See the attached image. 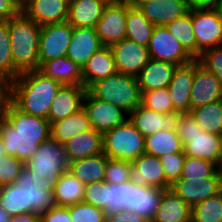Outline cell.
Listing matches in <instances>:
<instances>
[{
  "mask_svg": "<svg viewBox=\"0 0 222 222\" xmlns=\"http://www.w3.org/2000/svg\"><path fill=\"white\" fill-rule=\"evenodd\" d=\"M22 7L28 0H15Z\"/></svg>",
  "mask_w": 222,
  "mask_h": 222,
  "instance_id": "6125c7cd",
  "label": "cell"
},
{
  "mask_svg": "<svg viewBox=\"0 0 222 222\" xmlns=\"http://www.w3.org/2000/svg\"><path fill=\"white\" fill-rule=\"evenodd\" d=\"M148 51L151 59L167 61L177 66L194 60L166 26H155Z\"/></svg>",
  "mask_w": 222,
  "mask_h": 222,
  "instance_id": "8fae6325",
  "label": "cell"
},
{
  "mask_svg": "<svg viewBox=\"0 0 222 222\" xmlns=\"http://www.w3.org/2000/svg\"><path fill=\"white\" fill-rule=\"evenodd\" d=\"M91 126L102 135L120 125L128 114L111 103L95 98L88 90L83 101Z\"/></svg>",
  "mask_w": 222,
  "mask_h": 222,
  "instance_id": "4fadbf2b",
  "label": "cell"
},
{
  "mask_svg": "<svg viewBox=\"0 0 222 222\" xmlns=\"http://www.w3.org/2000/svg\"><path fill=\"white\" fill-rule=\"evenodd\" d=\"M141 104L163 115L174 112L167 87L142 92Z\"/></svg>",
  "mask_w": 222,
  "mask_h": 222,
  "instance_id": "b9f144b4",
  "label": "cell"
},
{
  "mask_svg": "<svg viewBox=\"0 0 222 222\" xmlns=\"http://www.w3.org/2000/svg\"><path fill=\"white\" fill-rule=\"evenodd\" d=\"M62 84L37 70L22 72L9 82V100L21 111L48 119V112Z\"/></svg>",
  "mask_w": 222,
  "mask_h": 222,
  "instance_id": "7a4b0ae2",
  "label": "cell"
},
{
  "mask_svg": "<svg viewBox=\"0 0 222 222\" xmlns=\"http://www.w3.org/2000/svg\"><path fill=\"white\" fill-rule=\"evenodd\" d=\"M9 100V82L2 76H0V115L7 101Z\"/></svg>",
  "mask_w": 222,
  "mask_h": 222,
  "instance_id": "11a10c76",
  "label": "cell"
},
{
  "mask_svg": "<svg viewBox=\"0 0 222 222\" xmlns=\"http://www.w3.org/2000/svg\"><path fill=\"white\" fill-rule=\"evenodd\" d=\"M95 98L116 105L128 115L141 104L142 93L137 78L116 72L93 83L87 89Z\"/></svg>",
  "mask_w": 222,
  "mask_h": 222,
  "instance_id": "5b68a950",
  "label": "cell"
},
{
  "mask_svg": "<svg viewBox=\"0 0 222 222\" xmlns=\"http://www.w3.org/2000/svg\"><path fill=\"white\" fill-rule=\"evenodd\" d=\"M192 25L196 39V59L206 49L222 45V25L214 9H193Z\"/></svg>",
  "mask_w": 222,
  "mask_h": 222,
  "instance_id": "7c38bea8",
  "label": "cell"
},
{
  "mask_svg": "<svg viewBox=\"0 0 222 222\" xmlns=\"http://www.w3.org/2000/svg\"><path fill=\"white\" fill-rule=\"evenodd\" d=\"M216 14H217V17H218V20L220 21L221 25H222V1L220 2V4L214 8Z\"/></svg>",
  "mask_w": 222,
  "mask_h": 222,
  "instance_id": "91938a15",
  "label": "cell"
},
{
  "mask_svg": "<svg viewBox=\"0 0 222 222\" xmlns=\"http://www.w3.org/2000/svg\"><path fill=\"white\" fill-rule=\"evenodd\" d=\"M108 157L104 153L69 162L68 171L85 185L103 182Z\"/></svg>",
  "mask_w": 222,
  "mask_h": 222,
  "instance_id": "4dcf8cb0",
  "label": "cell"
},
{
  "mask_svg": "<svg viewBox=\"0 0 222 222\" xmlns=\"http://www.w3.org/2000/svg\"><path fill=\"white\" fill-rule=\"evenodd\" d=\"M103 153L111 159L133 162L145 154V137L127 118L103 135Z\"/></svg>",
  "mask_w": 222,
  "mask_h": 222,
  "instance_id": "8992f818",
  "label": "cell"
},
{
  "mask_svg": "<svg viewBox=\"0 0 222 222\" xmlns=\"http://www.w3.org/2000/svg\"><path fill=\"white\" fill-rule=\"evenodd\" d=\"M68 163L103 153V135L93 128L64 143Z\"/></svg>",
  "mask_w": 222,
  "mask_h": 222,
  "instance_id": "d4e9b609",
  "label": "cell"
},
{
  "mask_svg": "<svg viewBox=\"0 0 222 222\" xmlns=\"http://www.w3.org/2000/svg\"><path fill=\"white\" fill-rule=\"evenodd\" d=\"M38 70L62 85L83 86L82 67L66 56L46 61Z\"/></svg>",
  "mask_w": 222,
  "mask_h": 222,
  "instance_id": "f546056e",
  "label": "cell"
},
{
  "mask_svg": "<svg viewBox=\"0 0 222 222\" xmlns=\"http://www.w3.org/2000/svg\"><path fill=\"white\" fill-rule=\"evenodd\" d=\"M107 4L105 0H70L67 21L72 27L95 28Z\"/></svg>",
  "mask_w": 222,
  "mask_h": 222,
  "instance_id": "4316f807",
  "label": "cell"
},
{
  "mask_svg": "<svg viewBox=\"0 0 222 222\" xmlns=\"http://www.w3.org/2000/svg\"><path fill=\"white\" fill-rule=\"evenodd\" d=\"M137 9L155 26H166L190 11L184 0H153Z\"/></svg>",
  "mask_w": 222,
  "mask_h": 222,
  "instance_id": "cb8c5ba5",
  "label": "cell"
},
{
  "mask_svg": "<svg viewBox=\"0 0 222 222\" xmlns=\"http://www.w3.org/2000/svg\"><path fill=\"white\" fill-rule=\"evenodd\" d=\"M191 222H222V191L193 205Z\"/></svg>",
  "mask_w": 222,
  "mask_h": 222,
  "instance_id": "ab89813d",
  "label": "cell"
},
{
  "mask_svg": "<svg viewBox=\"0 0 222 222\" xmlns=\"http://www.w3.org/2000/svg\"><path fill=\"white\" fill-rule=\"evenodd\" d=\"M166 28L181 43L184 49L196 59V39L192 25V10L167 24Z\"/></svg>",
  "mask_w": 222,
  "mask_h": 222,
  "instance_id": "8d00e7d4",
  "label": "cell"
},
{
  "mask_svg": "<svg viewBox=\"0 0 222 222\" xmlns=\"http://www.w3.org/2000/svg\"><path fill=\"white\" fill-rule=\"evenodd\" d=\"M85 184L79 181L68 170L56 181L54 196L58 206L69 207L83 202Z\"/></svg>",
  "mask_w": 222,
  "mask_h": 222,
  "instance_id": "d6a6232c",
  "label": "cell"
},
{
  "mask_svg": "<svg viewBox=\"0 0 222 222\" xmlns=\"http://www.w3.org/2000/svg\"><path fill=\"white\" fill-rule=\"evenodd\" d=\"M73 222H106V212L96 206L80 202L69 206Z\"/></svg>",
  "mask_w": 222,
  "mask_h": 222,
  "instance_id": "7bdbcfd3",
  "label": "cell"
},
{
  "mask_svg": "<svg viewBox=\"0 0 222 222\" xmlns=\"http://www.w3.org/2000/svg\"><path fill=\"white\" fill-rule=\"evenodd\" d=\"M24 163L15 156L7 155L0 159V187L16 183Z\"/></svg>",
  "mask_w": 222,
  "mask_h": 222,
  "instance_id": "bcb514c9",
  "label": "cell"
},
{
  "mask_svg": "<svg viewBox=\"0 0 222 222\" xmlns=\"http://www.w3.org/2000/svg\"><path fill=\"white\" fill-rule=\"evenodd\" d=\"M10 222H40V215L35 212H25L11 216Z\"/></svg>",
  "mask_w": 222,
  "mask_h": 222,
  "instance_id": "9f6ffc18",
  "label": "cell"
},
{
  "mask_svg": "<svg viewBox=\"0 0 222 222\" xmlns=\"http://www.w3.org/2000/svg\"><path fill=\"white\" fill-rule=\"evenodd\" d=\"M199 61L194 59L190 63L176 66L172 80L167 89L171 96L174 112L180 114L190 112V92L193 85L194 73Z\"/></svg>",
  "mask_w": 222,
  "mask_h": 222,
  "instance_id": "2e32d148",
  "label": "cell"
},
{
  "mask_svg": "<svg viewBox=\"0 0 222 222\" xmlns=\"http://www.w3.org/2000/svg\"><path fill=\"white\" fill-rule=\"evenodd\" d=\"M0 136L7 154L25 164L51 137V124L48 119L24 113L8 100L0 115Z\"/></svg>",
  "mask_w": 222,
  "mask_h": 222,
  "instance_id": "6da1fadb",
  "label": "cell"
},
{
  "mask_svg": "<svg viewBox=\"0 0 222 222\" xmlns=\"http://www.w3.org/2000/svg\"><path fill=\"white\" fill-rule=\"evenodd\" d=\"M189 113L203 131L222 136V99L193 108Z\"/></svg>",
  "mask_w": 222,
  "mask_h": 222,
  "instance_id": "d590c367",
  "label": "cell"
},
{
  "mask_svg": "<svg viewBox=\"0 0 222 222\" xmlns=\"http://www.w3.org/2000/svg\"><path fill=\"white\" fill-rule=\"evenodd\" d=\"M183 152V146L177 130H160L145 138V153L155 157Z\"/></svg>",
  "mask_w": 222,
  "mask_h": 222,
  "instance_id": "e575fe53",
  "label": "cell"
},
{
  "mask_svg": "<svg viewBox=\"0 0 222 222\" xmlns=\"http://www.w3.org/2000/svg\"><path fill=\"white\" fill-rule=\"evenodd\" d=\"M115 68L119 73L137 76L151 59L148 47L129 39H122L112 45Z\"/></svg>",
  "mask_w": 222,
  "mask_h": 222,
  "instance_id": "5bb4252c",
  "label": "cell"
},
{
  "mask_svg": "<svg viewBox=\"0 0 222 222\" xmlns=\"http://www.w3.org/2000/svg\"><path fill=\"white\" fill-rule=\"evenodd\" d=\"M20 73L13 64L9 20H0V76L11 82Z\"/></svg>",
  "mask_w": 222,
  "mask_h": 222,
  "instance_id": "74e56055",
  "label": "cell"
},
{
  "mask_svg": "<svg viewBox=\"0 0 222 222\" xmlns=\"http://www.w3.org/2000/svg\"><path fill=\"white\" fill-rule=\"evenodd\" d=\"M107 189H109V183L105 181L85 185L83 202L101 208L106 212Z\"/></svg>",
  "mask_w": 222,
  "mask_h": 222,
  "instance_id": "681fc988",
  "label": "cell"
},
{
  "mask_svg": "<svg viewBox=\"0 0 222 222\" xmlns=\"http://www.w3.org/2000/svg\"><path fill=\"white\" fill-rule=\"evenodd\" d=\"M170 190L192 207L222 191V176L191 180L178 179L170 185Z\"/></svg>",
  "mask_w": 222,
  "mask_h": 222,
  "instance_id": "9a60e30c",
  "label": "cell"
},
{
  "mask_svg": "<svg viewBox=\"0 0 222 222\" xmlns=\"http://www.w3.org/2000/svg\"><path fill=\"white\" fill-rule=\"evenodd\" d=\"M116 72L111 48L103 46L83 66V86L88 89L93 83L107 78Z\"/></svg>",
  "mask_w": 222,
  "mask_h": 222,
  "instance_id": "f1b7e54d",
  "label": "cell"
},
{
  "mask_svg": "<svg viewBox=\"0 0 222 222\" xmlns=\"http://www.w3.org/2000/svg\"><path fill=\"white\" fill-rule=\"evenodd\" d=\"M21 13V7L15 0H0V20H10Z\"/></svg>",
  "mask_w": 222,
  "mask_h": 222,
  "instance_id": "f5cc1de1",
  "label": "cell"
},
{
  "mask_svg": "<svg viewBox=\"0 0 222 222\" xmlns=\"http://www.w3.org/2000/svg\"><path fill=\"white\" fill-rule=\"evenodd\" d=\"M176 66L167 61L150 59L136 76L141 93L168 87Z\"/></svg>",
  "mask_w": 222,
  "mask_h": 222,
  "instance_id": "484cf974",
  "label": "cell"
},
{
  "mask_svg": "<svg viewBox=\"0 0 222 222\" xmlns=\"http://www.w3.org/2000/svg\"><path fill=\"white\" fill-rule=\"evenodd\" d=\"M131 163V183L162 190L170 189L171 184L165 178L163 166L158 157L145 153Z\"/></svg>",
  "mask_w": 222,
  "mask_h": 222,
  "instance_id": "e0dca14e",
  "label": "cell"
},
{
  "mask_svg": "<svg viewBox=\"0 0 222 222\" xmlns=\"http://www.w3.org/2000/svg\"><path fill=\"white\" fill-rule=\"evenodd\" d=\"M40 31L22 12L9 20L13 64L21 73L38 69Z\"/></svg>",
  "mask_w": 222,
  "mask_h": 222,
  "instance_id": "277c9868",
  "label": "cell"
},
{
  "mask_svg": "<svg viewBox=\"0 0 222 222\" xmlns=\"http://www.w3.org/2000/svg\"><path fill=\"white\" fill-rule=\"evenodd\" d=\"M72 32L73 27L68 21L41 26L38 69L46 61L66 56Z\"/></svg>",
  "mask_w": 222,
  "mask_h": 222,
  "instance_id": "9c48e42d",
  "label": "cell"
},
{
  "mask_svg": "<svg viewBox=\"0 0 222 222\" xmlns=\"http://www.w3.org/2000/svg\"><path fill=\"white\" fill-rule=\"evenodd\" d=\"M40 222H73L69 207L57 206L51 211L40 215Z\"/></svg>",
  "mask_w": 222,
  "mask_h": 222,
  "instance_id": "f907efd6",
  "label": "cell"
},
{
  "mask_svg": "<svg viewBox=\"0 0 222 222\" xmlns=\"http://www.w3.org/2000/svg\"><path fill=\"white\" fill-rule=\"evenodd\" d=\"M132 163L126 160L108 158L104 181L109 184L119 185L122 182L130 181Z\"/></svg>",
  "mask_w": 222,
  "mask_h": 222,
  "instance_id": "ee69618b",
  "label": "cell"
},
{
  "mask_svg": "<svg viewBox=\"0 0 222 222\" xmlns=\"http://www.w3.org/2000/svg\"><path fill=\"white\" fill-rule=\"evenodd\" d=\"M70 0H28L21 12L36 24L62 23L68 20Z\"/></svg>",
  "mask_w": 222,
  "mask_h": 222,
  "instance_id": "ac0fdd59",
  "label": "cell"
},
{
  "mask_svg": "<svg viewBox=\"0 0 222 222\" xmlns=\"http://www.w3.org/2000/svg\"><path fill=\"white\" fill-rule=\"evenodd\" d=\"M106 222H150L147 218L140 216L134 211L122 210L107 215Z\"/></svg>",
  "mask_w": 222,
  "mask_h": 222,
  "instance_id": "816d5d0a",
  "label": "cell"
},
{
  "mask_svg": "<svg viewBox=\"0 0 222 222\" xmlns=\"http://www.w3.org/2000/svg\"><path fill=\"white\" fill-rule=\"evenodd\" d=\"M128 4L123 0L108 3L95 30L102 46L111 47L126 38Z\"/></svg>",
  "mask_w": 222,
  "mask_h": 222,
  "instance_id": "30bf717a",
  "label": "cell"
},
{
  "mask_svg": "<svg viewBox=\"0 0 222 222\" xmlns=\"http://www.w3.org/2000/svg\"><path fill=\"white\" fill-rule=\"evenodd\" d=\"M180 116L178 112L161 114L140 104L128 115V119L135 128L146 138L160 130H176L177 120Z\"/></svg>",
  "mask_w": 222,
  "mask_h": 222,
  "instance_id": "d6986e66",
  "label": "cell"
},
{
  "mask_svg": "<svg viewBox=\"0 0 222 222\" xmlns=\"http://www.w3.org/2000/svg\"><path fill=\"white\" fill-rule=\"evenodd\" d=\"M192 207L172 190L165 189L151 222H191Z\"/></svg>",
  "mask_w": 222,
  "mask_h": 222,
  "instance_id": "83f0119b",
  "label": "cell"
},
{
  "mask_svg": "<svg viewBox=\"0 0 222 222\" xmlns=\"http://www.w3.org/2000/svg\"><path fill=\"white\" fill-rule=\"evenodd\" d=\"M222 0H184L189 10L193 9H214Z\"/></svg>",
  "mask_w": 222,
  "mask_h": 222,
  "instance_id": "db71d44e",
  "label": "cell"
},
{
  "mask_svg": "<svg viewBox=\"0 0 222 222\" xmlns=\"http://www.w3.org/2000/svg\"><path fill=\"white\" fill-rule=\"evenodd\" d=\"M92 129L84 108L70 116L51 123V138L64 144L72 137Z\"/></svg>",
  "mask_w": 222,
  "mask_h": 222,
  "instance_id": "1f68e13d",
  "label": "cell"
},
{
  "mask_svg": "<svg viewBox=\"0 0 222 222\" xmlns=\"http://www.w3.org/2000/svg\"><path fill=\"white\" fill-rule=\"evenodd\" d=\"M64 144L51 137L41 143L24 166L31 175L42 177L49 184H56L63 172L68 170Z\"/></svg>",
  "mask_w": 222,
  "mask_h": 222,
  "instance_id": "52a82bcc",
  "label": "cell"
},
{
  "mask_svg": "<svg viewBox=\"0 0 222 222\" xmlns=\"http://www.w3.org/2000/svg\"><path fill=\"white\" fill-rule=\"evenodd\" d=\"M16 184L25 191L26 207L31 212L41 215L58 206L54 196L55 184H49L44 178L31 175L25 166L21 169Z\"/></svg>",
  "mask_w": 222,
  "mask_h": 222,
  "instance_id": "ba28073f",
  "label": "cell"
},
{
  "mask_svg": "<svg viewBox=\"0 0 222 222\" xmlns=\"http://www.w3.org/2000/svg\"><path fill=\"white\" fill-rule=\"evenodd\" d=\"M0 206L10 216L31 212L26 207L25 191L16 183L0 187Z\"/></svg>",
  "mask_w": 222,
  "mask_h": 222,
  "instance_id": "f35d334b",
  "label": "cell"
},
{
  "mask_svg": "<svg viewBox=\"0 0 222 222\" xmlns=\"http://www.w3.org/2000/svg\"><path fill=\"white\" fill-rule=\"evenodd\" d=\"M209 176H222L216 164L204 159L185 157L180 179H204Z\"/></svg>",
  "mask_w": 222,
  "mask_h": 222,
  "instance_id": "60d3db41",
  "label": "cell"
},
{
  "mask_svg": "<svg viewBox=\"0 0 222 222\" xmlns=\"http://www.w3.org/2000/svg\"><path fill=\"white\" fill-rule=\"evenodd\" d=\"M222 99V85L218 78L202 65L195 69L190 92V110Z\"/></svg>",
  "mask_w": 222,
  "mask_h": 222,
  "instance_id": "44dd1931",
  "label": "cell"
},
{
  "mask_svg": "<svg viewBox=\"0 0 222 222\" xmlns=\"http://www.w3.org/2000/svg\"><path fill=\"white\" fill-rule=\"evenodd\" d=\"M7 152L4 147L3 139L0 136V159H3L5 156H7Z\"/></svg>",
  "mask_w": 222,
  "mask_h": 222,
  "instance_id": "94428289",
  "label": "cell"
},
{
  "mask_svg": "<svg viewBox=\"0 0 222 222\" xmlns=\"http://www.w3.org/2000/svg\"><path fill=\"white\" fill-rule=\"evenodd\" d=\"M107 1L108 3H111V2H116V1H120V0H105Z\"/></svg>",
  "mask_w": 222,
  "mask_h": 222,
  "instance_id": "be15d7a7",
  "label": "cell"
},
{
  "mask_svg": "<svg viewBox=\"0 0 222 222\" xmlns=\"http://www.w3.org/2000/svg\"><path fill=\"white\" fill-rule=\"evenodd\" d=\"M127 182L119 185L109 184L107 189L106 214H112L118 211L126 210Z\"/></svg>",
  "mask_w": 222,
  "mask_h": 222,
  "instance_id": "7dc6e473",
  "label": "cell"
},
{
  "mask_svg": "<svg viewBox=\"0 0 222 222\" xmlns=\"http://www.w3.org/2000/svg\"><path fill=\"white\" fill-rule=\"evenodd\" d=\"M11 216L0 206V222H10Z\"/></svg>",
  "mask_w": 222,
  "mask_h": 222,
  "instance_id": "680465c9",
  "label": "cell"
},
{
  "mask_svg": "<svg viewBox=\"0 0 222 222\" xmlns=\"http://www.w3.org/2000/svg\"><path fill=\"white\" fill-rule=\"evenodd\" d=\"M176 130L185 156L222 165V136L203 131L190 113L180 114Z\"/></svg>",
  "mask_w": 222,
  "mask_h": 222,
  "instance_id": "3957f363",
  "label": "cell"
},
{
  "mask_svg": "<svg viewBox=\"0 0 222 222\" xmlns=\"http://www.w3.org/2000/svg\"><path fill=\"white\" fill-rule=\"evenodd\" d=\"M185 157L184 152H175L159 157L165 178L170 184L181 178Z\"/></svg>",
  "mask_w": 222,
  "mask_h": 222,
  "instance_id": "f6af8a7d",
  "label": "cell"
},
{
  "mask_svg": "<svg viewBox=\"0 0 222 222\" xmlns=\"http://www.w3.org/2000/svg\"><path fill=\"white\" fill-rule=\"evenodd\" d=\"M162 192L157 187L138 186L128 181L126 210L134 211L151 222L159 207Z\"/></svg>",
  "mask_w": 222,
  "mask_h": 222,
  "instance_id": "ffe728a7",
  "label": "cell"
},
{
  "mask_svg": "<svg viewBox=\"0 0 222 222\" xmlns=\"http://www.w3.org/2000/svg\"><path fill=\"white\" fill-rule=\"evenodd\" d=\"M197 60L200 65L212 72L222 85V45L206 49Z\"/></svg>",
  "mask_w": 222,
  "mask_h": 222,
  "instance_id": "c3c4849f",
  "label": "cell"
},
{
  "mask_svg": "<svg viewBox=\"0 0 222 222\" xmlns=\"http://www.w3.org/2000/svg\"><path fill=\"white\" fill-rule=\"evenodd\" d=\"M102 47L95 28L73 27L66 57L83 68L93 54Z\"/></svg>",
  "mask_w": 222,
  "mask_h": 222,
  "instance_id": "603a6c76",
  "label": "cell"
},
{
  "mask_svg": "<svg viewBox=\"0 0 222 222\" xmlns=\"http://www.w3.org/2000/svg\"><path fill=\"white\" fill-rule=\"evenodd\" d=\"M155 25H153L137 8L128 5L126 14V39L149 46Z\"/></svg>",
  "mask_w": 222,
  "mask_h": 222,
  "instance_id": "836d02e7",
  "label": "cell"
},
{
  "mask_svg": "<svg viewBox=\"0 0 222 222\" xmlns=\"http://www.w3.org/2000/svg\"><path fill=\"white\" fill-rule=\"evenodd\" d=\"M87 89L80 85H62L51 103L48 120L60 121L83 108Z\"/></svg>",
  "mask_w": 222,
  "mask_h": 222,
  "instance_id": "7402d4cb",
  "label": "cell"
},
{
  "mask_svg": "<svg viewBox=\"0 0 222 222\" xmlns=\"http://www.w3.org/2000/svg\"><path fill=\"white\" fill-rule=\"evenodd\" d=\"M123 1L126 2L130 7L137 8L139 5L153 0H123Z\"/></svg>",
  "mask_w": 222,
  "mask_h": 222,
  "instance_id": "6f0895ef",
  "label": "cell"
}]
</instances>
